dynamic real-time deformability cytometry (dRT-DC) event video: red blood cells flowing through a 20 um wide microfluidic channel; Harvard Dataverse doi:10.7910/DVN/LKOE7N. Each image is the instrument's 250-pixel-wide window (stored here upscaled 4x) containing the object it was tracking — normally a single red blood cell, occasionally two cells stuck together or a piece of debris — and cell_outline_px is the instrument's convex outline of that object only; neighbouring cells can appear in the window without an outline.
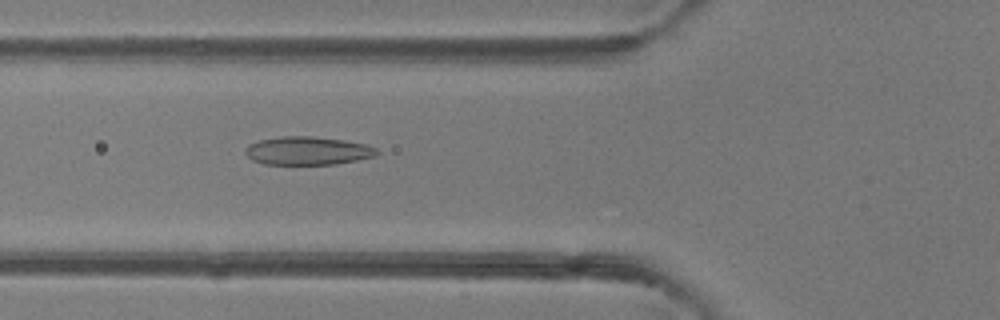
{"species": "common noctule bat (a hibernating species)", "species_latin": "Nyctalus noctula", "temperature_condition": "room temperature", "stored_images_in_passage": 34, "camera_frame_rate_fps": 3000, "um_per_image_px": 0.085, "animal": {"sex": "female"}, "frame": {"image": 1, "passage_image": 5, "time_ms": 1.333, "image_size_px": [1000, 320], "cell_outline_px": [[380, 152], [376, 156], [336, 164], [264, 164], [252, 160], [244, 152], [244, 148], [248, 144], [260, 140], [284, 136], [312, 136], [344, 140], [364, 144], [376, 148]], "centroid_in_image_um": [26.14, 12.81], "position_along_channel_um": 99.7, "area_um2": 21.68}}
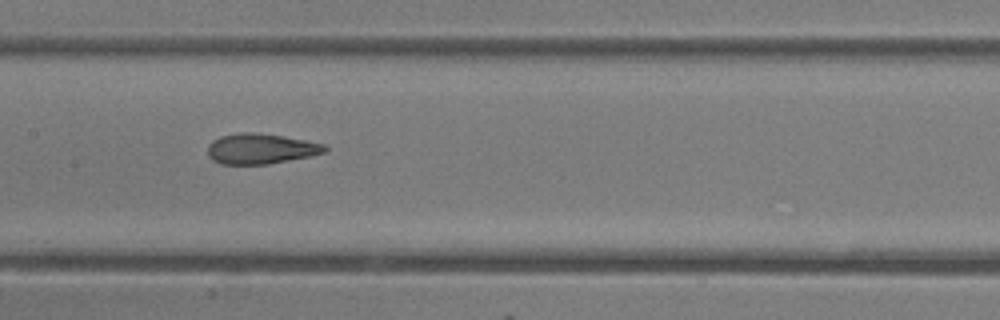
{"frame": {"image": 2, "passage_image": 11, "time_ms": 3.333, "image_size_px": [1000, 320], "cell_outline_px": [[328, 148], [324, 152], [308, 156], [268, 164], [220, 164], [212, 160], [208, 156], [208, 144], [212, 140], [220, 136], [236, 132], [260, 132], [284, 136], [324, 144]], "centroid_in_image_um": [22.1, 12.63], "position_along_channel_um": 185.3, "area_um2": 20.81}}
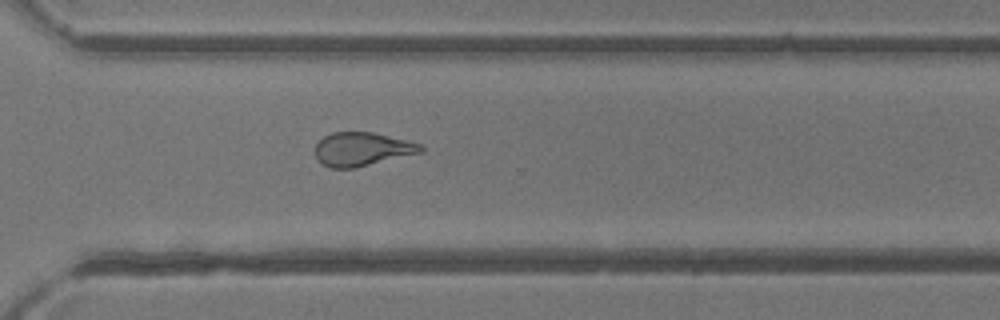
{"frame": {"image": 3, "passage_image": 22, "time_ms": 7.0, "image_size_px": [1000, 320], "cell_outline_px": [[424, 152], [356, 168], [332, 168], [316, 160], [316, 144], [324, 136], [332, 132], [372, 132], [420, 144], [424, 148]], "centroid_in_image_um": [30.77, 12.69], "position_along_channel_um": 339.8, "area_um2": 20.63}, "authors_computed_cell_mechanics": {"area_um2": 21.2704, "velocity_mm_per_s": 4.235, "shape_relaxation_time_tau1_ms": 8.2276, "shape_relaxation_time_tau2_ms": 1.268, "deformation_change_tau1": 0.2128, "deformation_change_tau2": 0.0876}}